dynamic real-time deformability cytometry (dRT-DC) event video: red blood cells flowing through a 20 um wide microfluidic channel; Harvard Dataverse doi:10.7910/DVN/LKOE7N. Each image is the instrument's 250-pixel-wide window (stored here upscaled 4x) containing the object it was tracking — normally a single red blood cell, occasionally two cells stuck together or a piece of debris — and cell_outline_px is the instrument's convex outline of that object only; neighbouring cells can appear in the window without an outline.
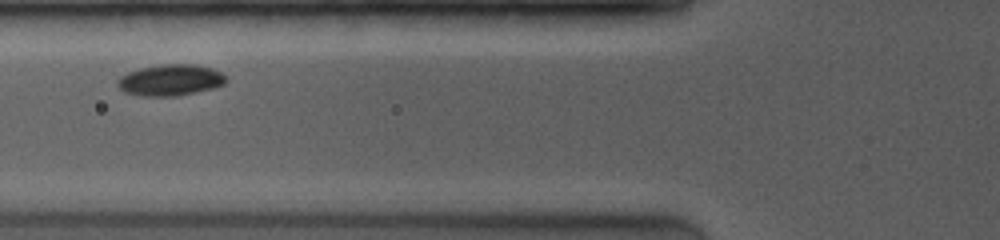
{"species": "common noctule bat (a hibernating species)", "species_latin": "Nyctalus noctula", "temperature_condition": "room temperature", "stored_images_in_passage": 6, "camera_frame_rate_fps": 4000, "um_per_image_px": 0.085, "animal": {"sex": "female", "body_mass_g": 19.0, "forearm_length_mm": 53.3}, "frame": {"image": 1, "passage_image": 3, "time_ms": 1.75, "image_size_px": [1000, 240], "cell_outline_px": [[228, 80], [224, 84], [212, 88], [196, 92], [176, 96], [140, 96], [124, 92], [116, 84], [116, 80], [120, 76], [128, 72], [140, 68], [164, 64], [196, 64], [212, 68], [220, 72]], "centroid_in_image_um": [14.46, 6.81], "position_along_channel_um": 111.3, "area_um2": 19.83}}
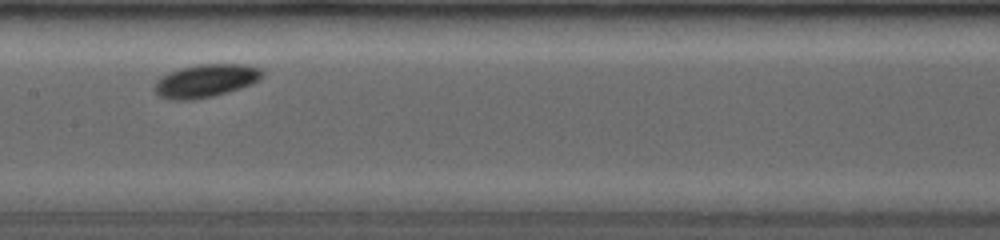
{"frame": {"image": 2, "passage_image": 5, "time_ms": 3.75, "image_size_px": [1000, 240], "cell_outline_px": [[264, 76], [240, 88], [212, 96], [192, 100], [168, 100], [160, 96], [156, 92], [156, 80], [168, 72], [180, 68], [200, 64], [248, 64], [260, 68], [264, 72]], "centroid_in_image_um": [17.48, 6.85], "position_along_channel_um": 189.9, "area_um2": 20.58}}